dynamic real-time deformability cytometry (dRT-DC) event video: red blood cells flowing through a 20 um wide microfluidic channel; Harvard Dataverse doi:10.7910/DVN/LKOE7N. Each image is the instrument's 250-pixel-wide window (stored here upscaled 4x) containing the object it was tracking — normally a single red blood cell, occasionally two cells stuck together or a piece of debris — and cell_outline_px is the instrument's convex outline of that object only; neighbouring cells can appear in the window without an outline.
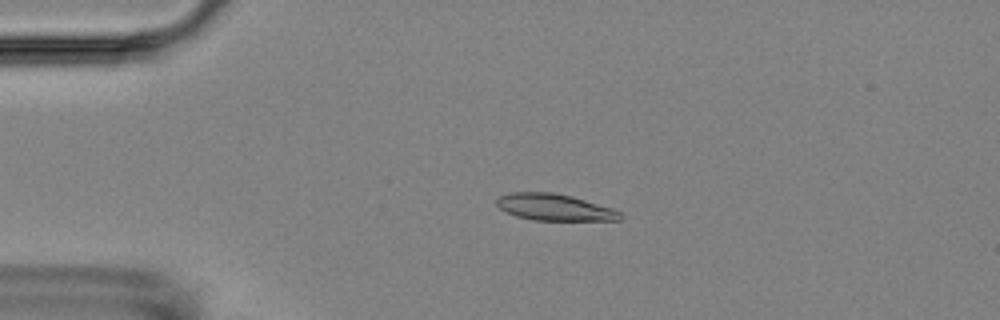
{"species": "Egyptian fruit bat (a non-hibernating species)", "species_latin": "Rousettus aegyptiacus", "temperature_condition": "room temperature", "stored_images_in_passage": 5, "camera_frame_rate_fps": 3000, "um_per_image_px": 0.085, "animal": {"sex": "female"}, "frame": {"image": 1, "passage_image": 4, "time_ms": 4.0, "image_size_px": [1000, 320], "cell_outline_px": [[624, 216], [620, 220], [532, 220], [516, 216], [500, 208], [496, 204], [496, 200], [500, 196], [508, 192], [552, 192], [572, 196], [612, 208], [620, 212]], "centroid_in_image_um": [47.13, 17.61], "position_along_channel_um": 37.9, "area_um2": 19.13}}